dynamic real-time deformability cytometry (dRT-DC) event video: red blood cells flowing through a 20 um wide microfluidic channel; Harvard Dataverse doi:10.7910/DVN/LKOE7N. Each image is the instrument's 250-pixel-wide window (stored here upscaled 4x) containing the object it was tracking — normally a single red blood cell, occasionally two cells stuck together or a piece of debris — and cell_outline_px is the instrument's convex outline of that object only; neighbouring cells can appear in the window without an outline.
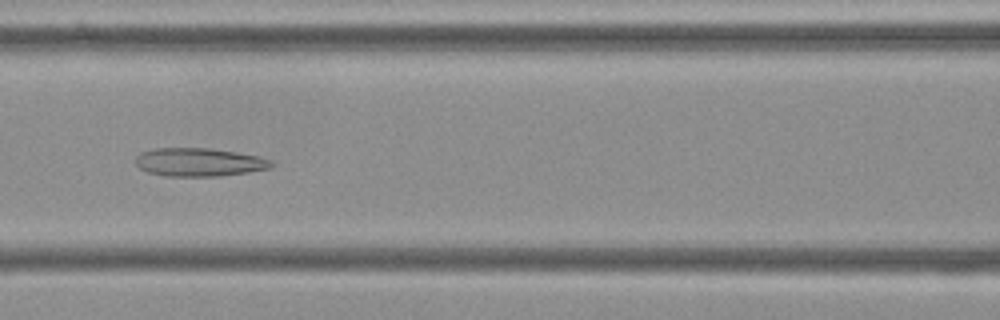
{"species": "Egyptian fruit bat (a non-hibernating species)", "species_latin": "Rousettus aegyptiacus", "temperature_condition": "cold", "stored_images_in_passage": 55, "camera_frame_rate_fps": 3000, "um_per_image_px": 0.085, "frame": {"image": 1, "passage_image": 24, "time_ms": 7.667, "image_size_px": [1000, 320], "cell_outline_px": [[276, 164], [272, 168], [248, 172], [220, 176], [164, 176], [148, 172], [140, 168], [136, 164], [136, 156], [140, 152], [152, 148], [208, 148], [236, 152], [256, 156], [272, 160]], "centroid_in_image_um": [16.93, 13.78], "position_along_channel_um": 149.7, "area_um2": 22.54}}
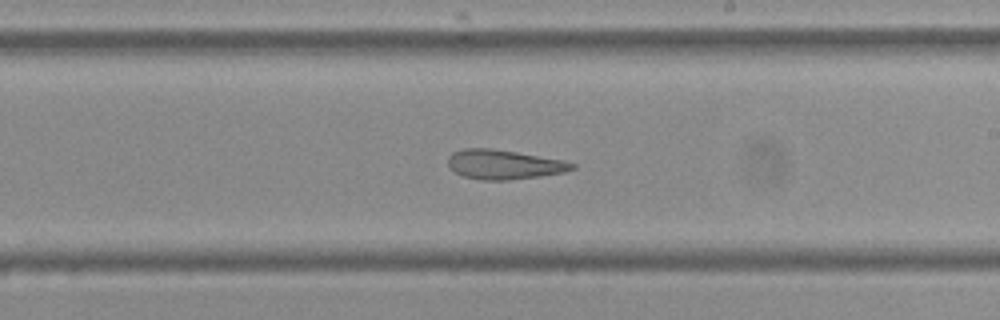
{"frame": {"image": 2, "passage_image": 32, "time_ms": 10.333, "image_size_px": [1000, 320], "cell_outline_px": [[576, 168], [564, 172], [540, 176], [508, 180], [480, 180], [464, 176], [456, 172], [448, 164], [448, 156], [452, 152], [464, 148], [492, 148], [564, 160], [576, 164]], "centroid_in_image_um": [42.84, 13.98], "position_along_channel_um": 246.2, "area_um2": 21.27}}
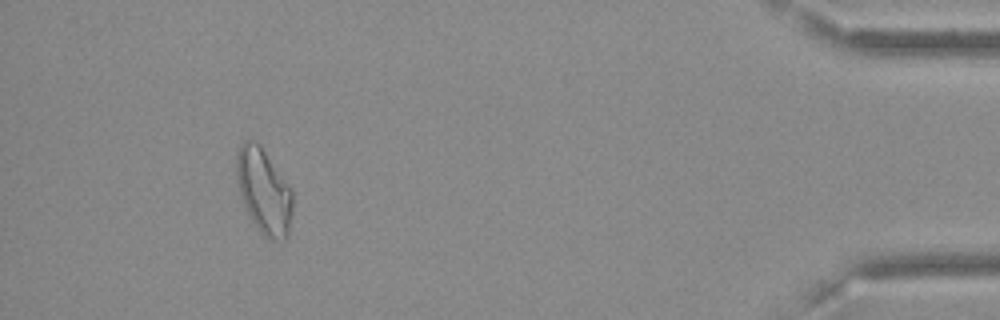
{"frame": {"image": 3, "passage_image": 51, "time_ms": 16.667, "image_size_px": [1000, 320], "cell_outline_px": [[292, 212], [288, 240], [268, 240], [260, 232], [248, 216], [240, 196], [236, 172], [236, 156], [240, 144], [244, 140], [256, 140], [260, 144], [292, 188]], "centroid_in_image_um": [22.43, 16.27], "position_along_channel_um": 412.8, "area_um2": 28.44}, "authors_computed_cell_mechanics": {"area_um2": 25.3164, "velocity_mm_per_s": 3.6246, "shape_relaxation_time_tau1_ms": null, "shape_relaxation_time_tau2_ms": 3.4808, "deformation_change_tau1": null, "deformation_change_tau2": 0.1308}}